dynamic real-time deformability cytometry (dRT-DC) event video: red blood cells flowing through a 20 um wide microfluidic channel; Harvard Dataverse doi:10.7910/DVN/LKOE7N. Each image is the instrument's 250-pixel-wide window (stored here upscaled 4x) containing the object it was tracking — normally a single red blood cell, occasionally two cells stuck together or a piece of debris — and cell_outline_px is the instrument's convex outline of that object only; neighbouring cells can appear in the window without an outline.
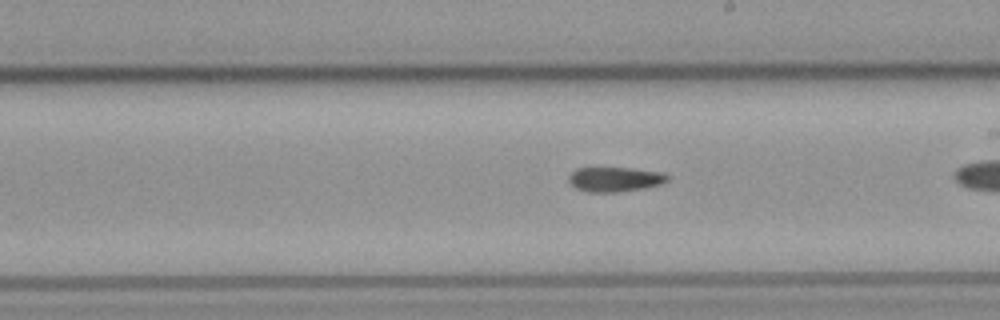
{"species": "common noctule bat (a hibernating species)", "species_latin": "Nyctalus noctula", "temperature_condition": "cold", "stored_images_in_passage": 27, "camera_frame_rate_fps": 3000, "um_per_image_px": 0.085, "animal": {"sex": "male", "body_mass_g": 23.1, "forearm_length_mm": 52.7}, "frame": {"image": 1, "passage_image": 16, "time_ms": 5.0, "image_size_px": [1000, 320], "cell_outline_px": [[672, 176], [668, 180], [660, 184], [644, 188], [620, 192], [588, 192], [576, 188], [568, 180], [568, 176], [576, 168], [632, 168], [664, 172]], "centroid_in_image_um": [52.31, 15.23], "position_along_channel_um": 236.7, "area_um2": 14.33}}